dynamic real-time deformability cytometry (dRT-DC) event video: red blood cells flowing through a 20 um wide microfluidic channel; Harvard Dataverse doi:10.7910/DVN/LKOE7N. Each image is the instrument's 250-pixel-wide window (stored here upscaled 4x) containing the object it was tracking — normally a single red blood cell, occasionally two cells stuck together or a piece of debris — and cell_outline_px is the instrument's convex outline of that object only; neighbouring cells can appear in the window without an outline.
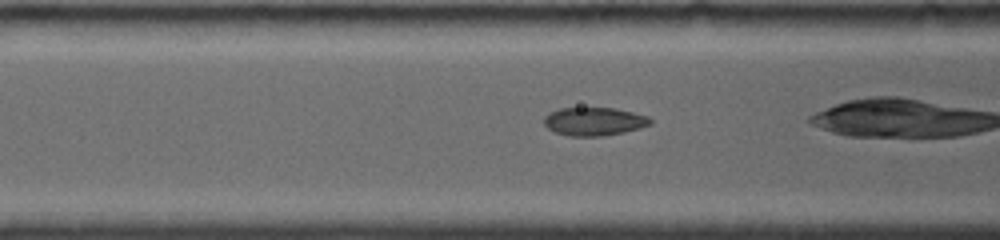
{"species": "common noctule bat (a hibernating species)", "species_latin": "Nyctalus noctula", "temperature_condition": "room temperature", "stored_images_in_passage": 12, "camera_frame_rate_fps": 4000, "um_per_image_px": 0.085, "animal": {"sex": "female", "body_mass_g": 19.0, "forearm_length_mm": 56.7}, "frame": {"image": 1, "passage_image": 4, "time_ms": 1.25, "image_size_px": [1000, 240], "cell_outline_px": [[652, 124], [640, 128], [624, 132], [600, 136], [568, 136], [556, 132], [548, 128], [544, 124], [544, 116], [548, 112], [560, 108], [616, 108], [648, 116], [652, 120]], "centroid_in_image_um": [50.5, 10.32], "position_along_channel_um": 116.1, "area_um2": 17.57}}